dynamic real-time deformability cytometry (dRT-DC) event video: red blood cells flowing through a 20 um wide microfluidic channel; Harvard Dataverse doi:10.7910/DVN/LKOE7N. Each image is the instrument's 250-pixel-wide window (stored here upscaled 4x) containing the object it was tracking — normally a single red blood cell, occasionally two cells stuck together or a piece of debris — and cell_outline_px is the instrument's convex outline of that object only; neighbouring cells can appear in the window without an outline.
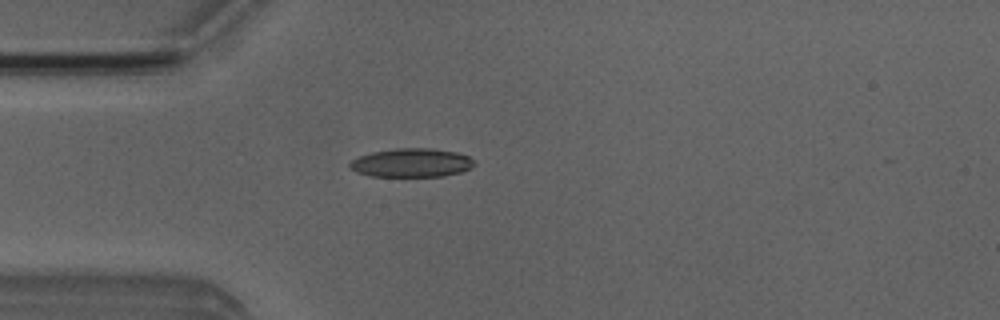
{"species": "Egyptian fruit bat (a non-hibernating species)", "species_latin": "Rousettus aegyptiacus", "temperature_condition": "room temperature", "stored_images_in_passage": 36, "camera_frame_rate_fps": 3000, "um_per_image_px": 0.085, "animal": {"sex": "male"}, "frame": {"image": 1, "passage_image": 3, "time_ms": 0.667, "image_size_px": [1000, 320], "cell_outline_px": [[476, 164], [460, 172], [444, 176], [372, 176], [356, 172], [348, 164], [352, 160], [360, 156], [372, 152], [396, 148], [432, 148], [456, 152], [468, 156], [476, 160]], "centroid_in_image_um": [35.0, 13.83], "position_along_channel_um": 50.0, "area_um2": 20.75}}
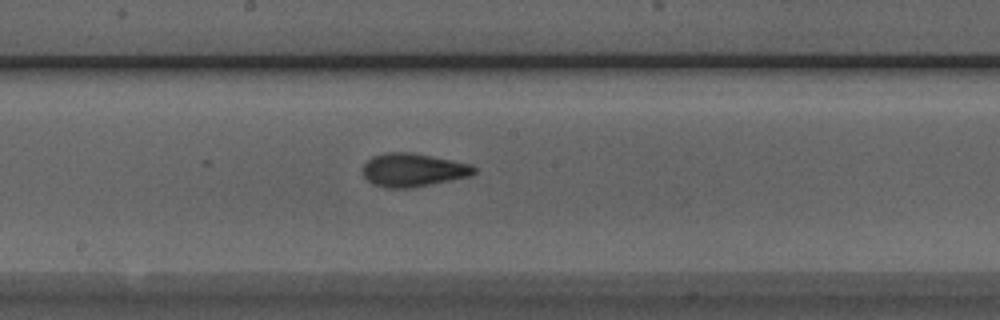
{"frame": {"image": 2, "passage_image": 16, "time_ms": 5.0, "image_size_px": [1000, 320], "cell_outline_px": [[476, 172], [472, 176], [412, 188], [388, 188], [372, 184], [364, 176], [360, 168], [372, 156], [388, 152], [412, 152], [472, 164], [476, 168]], "centroid_in_image_um": [35.11, 14.45], "position_along_channel_um": 213.1, "area_um2": 21.91}}
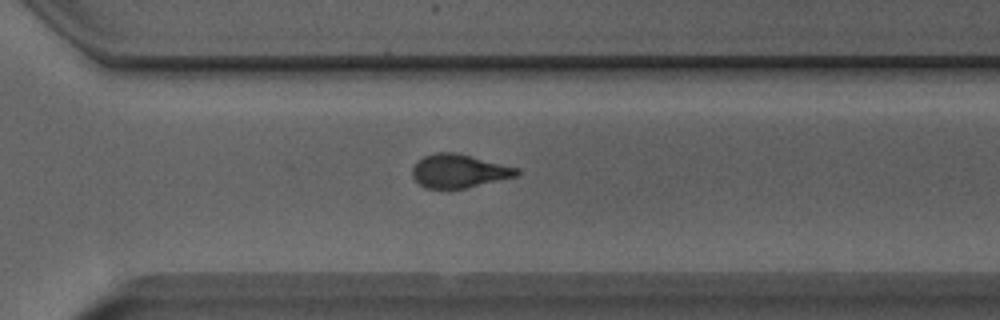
{"frame": {"image": 3, "passage_image": 25, "time_ms": 8.0, "image_size_px": [1000, 320], "cell_outline_px": [[520, 172], [516, 176], [468, 188], [448, 192], [424, 188], [412, 176], [412, 168], [424, 156], [436, 152], [456, 152], [516, 168]], "centroid_in_image_um": [38.95, 14.59], "position_along_channel_um": 331.6, "area_um2": 20.69}, "authors_computed_cell_mechanics": {"area_um2": 20.6057, "velocity_mm_per_s": 3.9712, "shape_relaxation_time_tau1_ms": 3.7345, "shape_relaxation_time_tau2_ms": 1.3395, "deformation_change_tau1": 0.1869, "deformation_change_tau2": 0.0924}}